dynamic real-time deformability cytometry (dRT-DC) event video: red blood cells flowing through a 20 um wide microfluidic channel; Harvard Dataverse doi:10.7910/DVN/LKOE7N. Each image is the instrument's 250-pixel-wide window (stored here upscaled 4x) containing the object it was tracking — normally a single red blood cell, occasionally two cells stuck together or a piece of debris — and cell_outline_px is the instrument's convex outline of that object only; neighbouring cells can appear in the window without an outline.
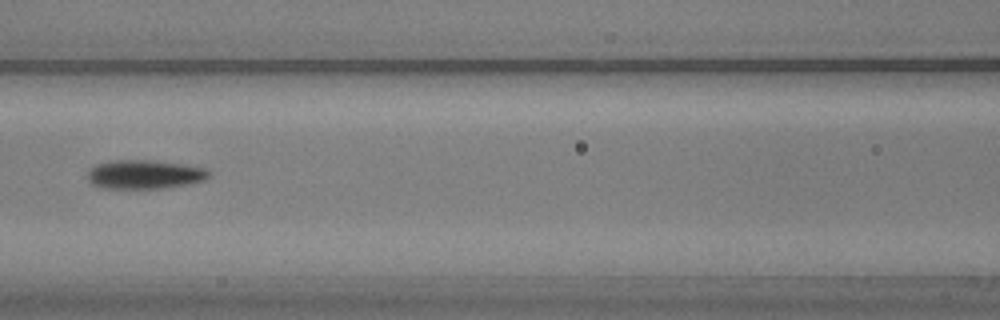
{"species": "common noctule bat (a hibernating species)", "species_latin": "Nyctalus noctula", "temperature_condition": "warm", "stored_images_in_passage": 39, "camera_frame_rate_fps": 3000, "um_per_image_px": 0.085, "animal": {"sex": "male", "body_mass_g": 20.5, "forearm_length_mm": 52.5}, "frame": {"image": 1, "passage_image": 12, "time_ms": 3.667, "image_size_px": [1000, 320], "cell_outline_px": [[212, 172], [204, 180], [184, 184], [160, 188], [104, 188], [92, 184], [88, 180], [88, 172], [96, 164], [112, 160], [152, 160], [180, 164], [204, 168]], "centroid_in_image_um": [12.25, 14.81], "position_along_channel_um": 154.3, "area_um2": 20.11}}
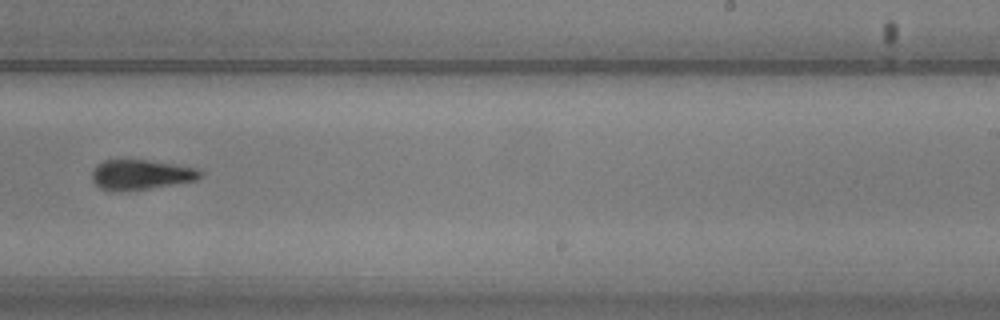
{"frame": {"image": 2, "passage_image": 21, "time_ms": 6.667, "image_size_px": [1000, 320], "cell_outline_px": [[204, 176], [196, 180], [148, 188], [112, 192], [100, 188], [92, 180], [92, 172], [96, 164], [104, 160], [148, 160], [200, 168], [204, 172]], "centroid_in_image_um": [11.99, 14.84], "position_along_channel_um": 277.0, "area_um2": 19.02}}
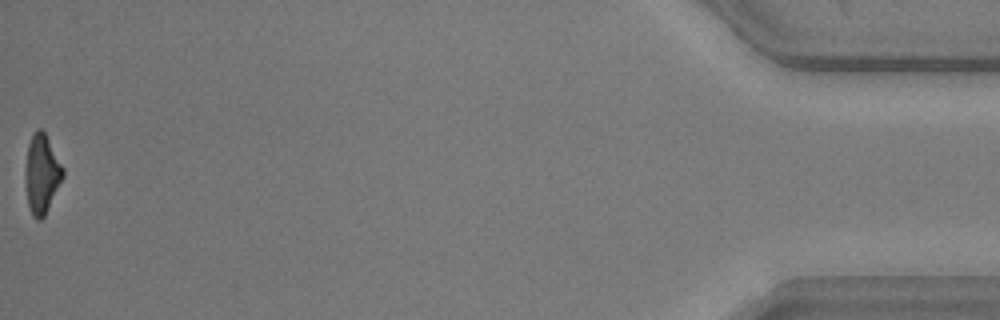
{"frame": {"image": 3, "passage_image": 39, "time_ms": 12.667, "image_size_px": [1000, 320], "cell_outline_px": [[64, 176], [44, 216], [40, 220], [36, 220], [32, 216], [28, 204], [24, 176], [24, 172], [28, 144], [32, 132], [36, 128], [40, 128], [44, 132], [64, 168]], "centroid_in_image_um": [3.53, 14.77], "position_along_channel_um": 431.7, "area_um2": 17.4}, "authors_computed_cell_mechanics": {"area_um2": 19.4786, "velocity_mm_per_s": 4.1045, "shape_relaxation_time_tau1_ms": 3.4099, "shape_relaxation_time_tau2_ms": 3.7543, "deformation_change_tau1": 0.1541, "deformation_change_tau2": 0.1173}}